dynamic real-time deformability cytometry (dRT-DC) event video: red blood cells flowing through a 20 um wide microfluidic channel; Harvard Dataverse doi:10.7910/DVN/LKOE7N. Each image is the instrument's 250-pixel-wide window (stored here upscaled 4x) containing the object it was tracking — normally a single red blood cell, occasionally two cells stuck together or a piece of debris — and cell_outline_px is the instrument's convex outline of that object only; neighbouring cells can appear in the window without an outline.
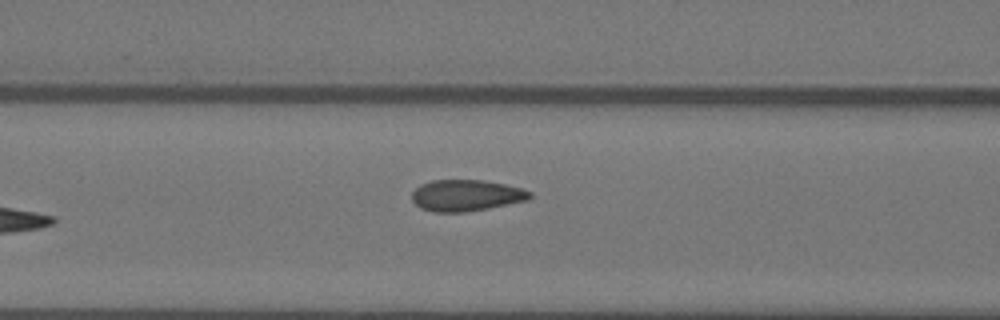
{"species": "Egyptian fruit bat (a non-hibernating species)", "species_latin": "Rousettus aegyptiacus", "temperature_condition": "warm", "stored_images_in_passage": 6, "segment_of_instrument_passage": [1, 2], "camera_frame_rate_fps": 3000, "um_per_image_px": 0.085, "animal": {"sex": "female"}, "frame": {"image": 1, "passage_image": 5, "time_ms": 1.333, "image_size_px": [1000, 320], "cell_outline_px": [[532, 196], [528, 200], [488, 208], [464, 212], [432, 212], [420, 208], [412, 200], [412, 192], [420, 184], [432, 180], [484, 180], [524, 188], [532, 192]], "centroid_in_image_um": [39.63, 16.61], "position_along_channel_um": 127.0, "area_um2": 21.68}}